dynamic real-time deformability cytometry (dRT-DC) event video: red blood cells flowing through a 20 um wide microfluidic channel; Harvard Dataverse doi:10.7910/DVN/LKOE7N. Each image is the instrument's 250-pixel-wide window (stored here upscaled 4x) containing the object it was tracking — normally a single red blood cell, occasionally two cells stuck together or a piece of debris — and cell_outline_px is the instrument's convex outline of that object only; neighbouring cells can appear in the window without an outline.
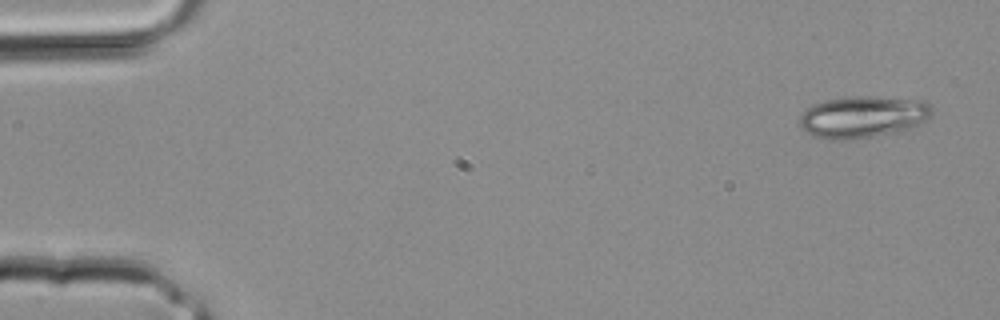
{"species": "common noctule bat (a hibernating species)", "species_latin": "Nyctalus noctula", "temperature_condition": "room temperature", "stored_images_in_passage": 3, "camera_frame_rate_fps": 3000, "um_per_image_px": 0.085, "animal": {"sex": "male", "body_mass_g": 20.4}, "frame": {"image": 1, "passage_image": 3, "time_ms": 0.667, "image_size_px": [1000, 320], "cell_outline_px": [[932, 112], [928, 120], [916, 128], [904, 132], [844, 140], [832, 140], [816, 136], [800, 128], [800, 116], [812, 104], [824, 100], [852, 96], [872, 96], [924, 100], [932, 108]], "centroid_in_image_um": [73.42, 9.94], "position_along_channel_um": 11.6, "area_um2": 32.77}}